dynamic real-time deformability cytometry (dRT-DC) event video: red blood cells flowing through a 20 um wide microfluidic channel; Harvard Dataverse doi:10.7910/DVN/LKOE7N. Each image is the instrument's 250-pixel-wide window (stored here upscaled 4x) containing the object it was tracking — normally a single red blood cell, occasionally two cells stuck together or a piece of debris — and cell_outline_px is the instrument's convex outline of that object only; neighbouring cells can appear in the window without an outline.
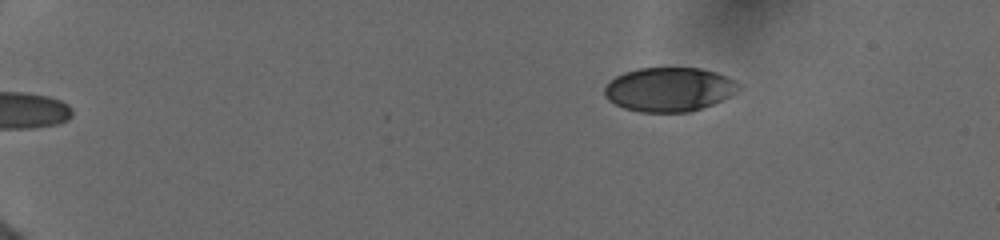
{"species": "human", "species_latin": "Homo sapiens", "temperature_condition": "cold", "stored_images_in_passage": 26, "camera_frame_rate_fps": 3000, "um_per_image_px": 0.085, "donor": {"sex": "female"}, "frame": {"image": 1, "passage_image": 1, "time_ms": 0.0, "image_size_px": [1000, 240], "cell_outline_px": [[740, 88], [732, 96], [724, 100], [688, 112], [640, 112], [624, 108], [608, 100], [604, 96], [604, 88], [616, 76], [624, 72], [640, 68], [700, 68], [736, 80], [740, 84]], "centroid_in_image_um": [56.88, 7.61], "position_along_channel_um": 28.1, "area_um2": 34.39}}
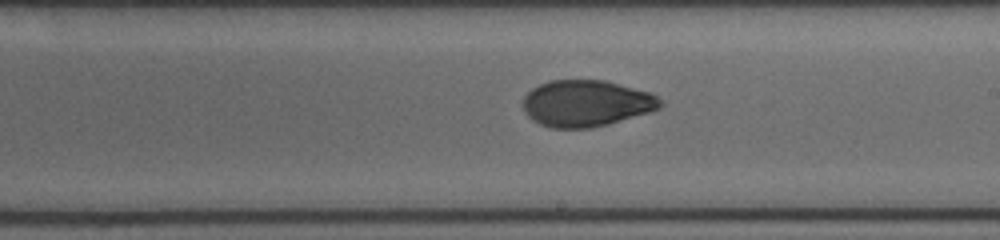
{"frame": {"image": 2, "passage_image": 15, "time_ms": 8.333, "image_size_px": [1000, 240], "cell_outline_px": [[664, 104], [660, 108], [648, 112], [608, 124], [592, 128], [552, 128], [540, 124], [532, 120], [524, 112], [524, 96], [532, 88], [548, 80], [604, 80], [652, 92], [664, 100]], "centroid_in_image_um": [49.86, 8.78], "position_along_channel_um": 239.1, "area_um2": 37.4}}
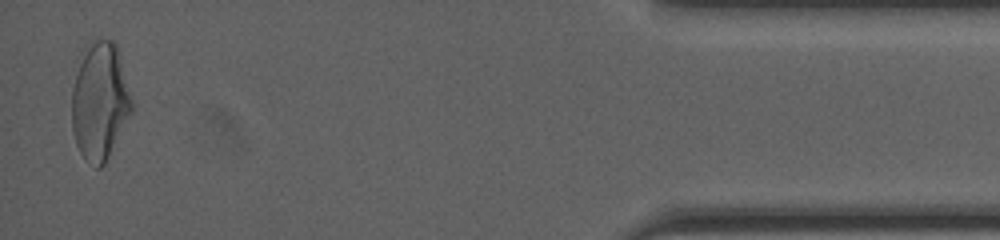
{"frame": {"image": 3, "passage_image": 26, "time_ms": 14.667, "image_size_px": [1000, 240], "cell_outline_px": [[132, 112], [104, 164], [100, 168], [96, 168], [84, 160], [76, 144], [72, 132], [72, 88], [76, 56], [80, 52], [96, 40], [112, 40], [116, 44], [120, 56], [132, 100]], "centroid_in_image_um": [8.44, 8.59], "position_along_channel_um": 426.8, "area_um2": 41.56}, "authors_computed_cell_mechanics": {"area_um2": 37.5411, "velocity_mm_per_s": 3.9321, "shape_relaxation_time_tau1_ms": 8.495, "shape_relaxation_time_tau2_ms": 1.3831, "deformation_change_tau1": 0.194, "deformation_change_tau2": 0.0567}}